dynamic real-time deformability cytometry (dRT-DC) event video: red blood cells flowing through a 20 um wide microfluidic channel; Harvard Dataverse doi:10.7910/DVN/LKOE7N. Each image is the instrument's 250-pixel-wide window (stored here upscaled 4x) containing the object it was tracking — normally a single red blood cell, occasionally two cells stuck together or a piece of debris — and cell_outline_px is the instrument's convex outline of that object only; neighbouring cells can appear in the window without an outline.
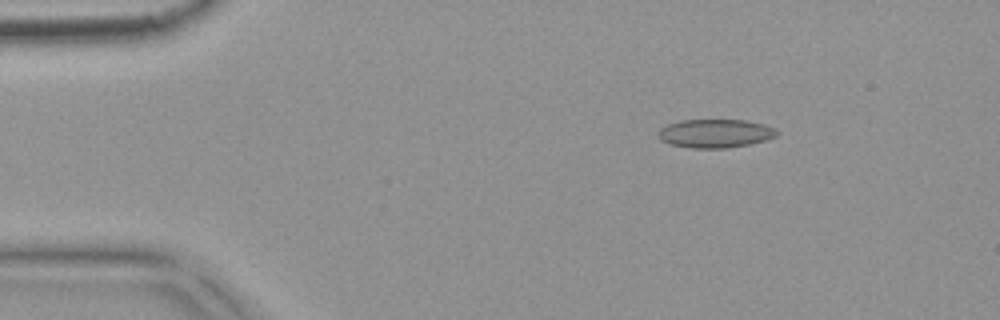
{"species": "common noctule bat (a hibernating species)", "species_latin": "Nyctalus noctula", "temperature_condition": "warm", "stored_images_in_passage": 5, "camera_frame_rate_fps": 3000, "um_per_image_px": 0.085, "animal": {"sex": "female", "body_mass_g": 18.4}, "frame": {"image": 1, "passage_image": 2, "time_ms": 0.333, "image_size_px": [1000, 320], "cell_outline_px": [[780, 132], [776, 136], [764, 140], [748, 144], [728, 148], [692, 148], [668, 144], [660, 140], [656, 132], [660, 128], [668, 124], [680, 120], [744, 120], [764, 124], [776, 128]], "centroid_in_image_um": [60.77, 11.34], "position_along_channel_um": 24.2, "area_um2": 19.88}}